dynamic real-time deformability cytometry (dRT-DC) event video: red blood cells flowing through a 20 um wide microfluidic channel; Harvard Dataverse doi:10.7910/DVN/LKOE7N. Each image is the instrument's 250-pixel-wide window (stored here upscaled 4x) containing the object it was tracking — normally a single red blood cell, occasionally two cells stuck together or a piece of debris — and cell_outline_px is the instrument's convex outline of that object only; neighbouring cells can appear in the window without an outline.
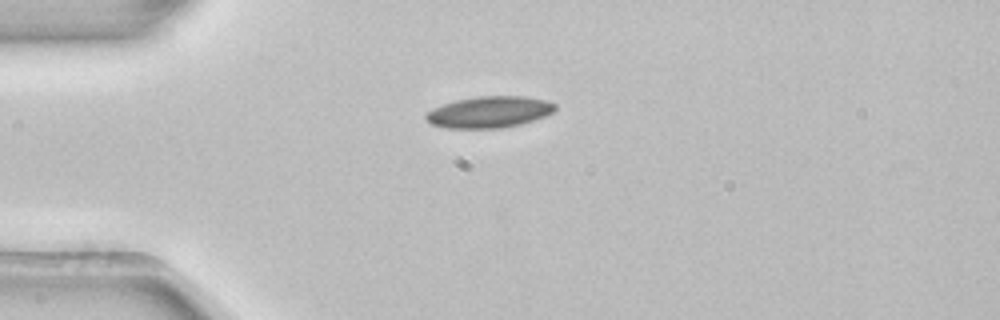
{"species": "common noctule bat (a hibernating species)", "species_latin": "Nyctalus noctula", "temperature_condition": "room temperature", "stored_images_in_passage": 1, "camera_frame_rate_fps": 3000, "um_per_image_px": 0.085, "animal": {"sex": "female", "body_mass_g": 22.7, "forearm_length_mm": 54.2}, "frame": {"image": 1, "passage_image": 1, "time_ms": 0.0, "image_size_px": [1000, 320], "cell_outline_px": [[556, 108], [552, 112], [544, 116], [520, 124], [500, 128], [448, 128], [432, 124], [424, 116], [432, 108], [456, 100], [476, 96], [524, 96], [544, 100], [556, 104]], "centroid_in_image_um": [41.58, 9.51], "position_along_channel_um": 43.4, "area_um2": 23.41}}